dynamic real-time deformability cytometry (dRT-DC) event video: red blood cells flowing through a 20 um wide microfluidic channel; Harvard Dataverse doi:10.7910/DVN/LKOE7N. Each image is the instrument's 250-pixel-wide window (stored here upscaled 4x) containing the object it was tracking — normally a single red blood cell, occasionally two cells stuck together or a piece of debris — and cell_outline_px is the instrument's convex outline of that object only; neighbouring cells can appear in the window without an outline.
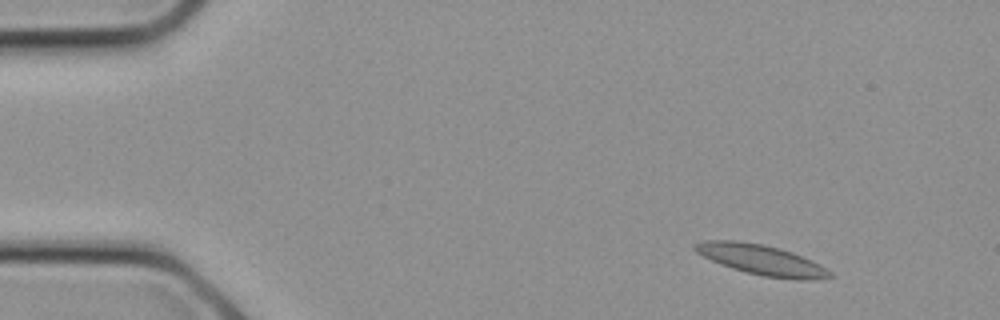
{"species": "common noctule bat (a hibernating species)", "species_latin": "Nyctalus noctula", "temperature_condition": "cold", "stored_images_in_passage": 13, "camera_frame_rate_fps": 3000, "um_per_image_px": 0.085, "animal": {"sex": "female", "body_mass_g": 21.9}, "frame": {"image": 1, "passage_image": 2, "time_ms": 0.333, "image_size_px": [1000, 320], "cell_outline_px": [[832, 276], [812, 280], [792, 280], [764, 276], [732, 268], [720, 264], [696, 252], [692, 248], [692, 244], [704, 240], [736, 240], [764, 244], [792, 252], [832, 272]], "centroid_in_image_um": [64.66, 22.08], "position_along_channel_um": 20.3, "area_um2": 23.47}}
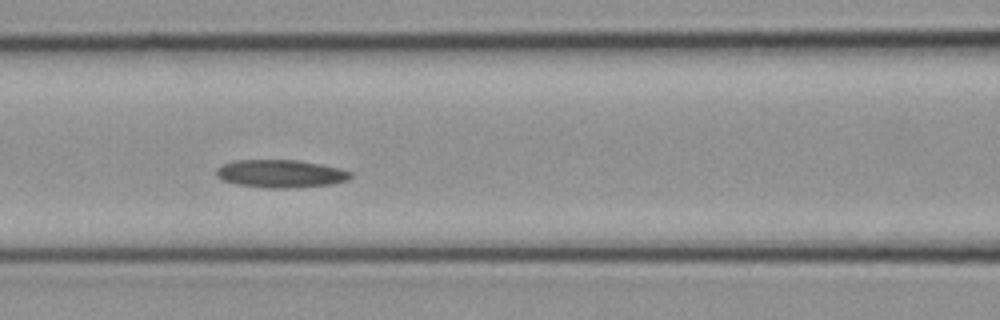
{"frame": {"image": 2, "passage_image": 10, "time_ms": 3.0, "image_size_px": [1000, 320], "cell_outline_px": [[352, 176], [348, 180], [332, 184], [288, 188], [264, 188], [236, 184], [224, 180], [216, 176], [216, 168], [232, 160], [296, 160], [320, 164], [340, 168], [352, 172]], "centroid_in_image_um": [23.85, 14.76], "position_along_channel_um": 142.7, "area_um2": 21.85}}
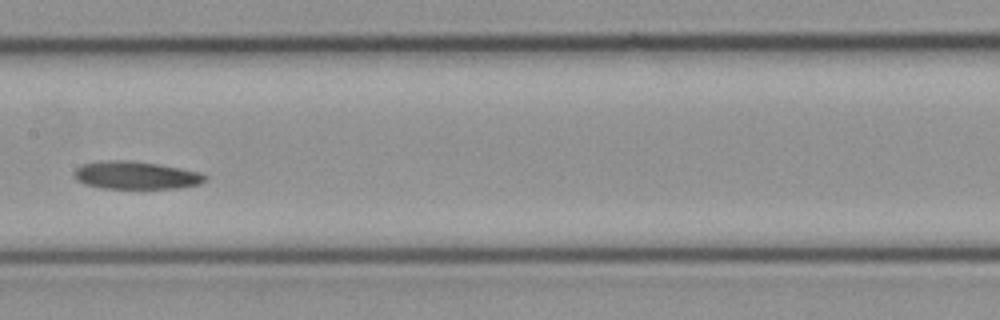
{"frame": {"image": 3, "passage_image": 12, "time_ms": 3.667, "image_size_px": [1000, 320], "cell_outline_px": [[208, 176], [200, 184], [180, 188], [100, 188], [84, 184], [76, 180], [72, 176], [72, 172], [76, 168], [84, 164], [108, 160], [128, 160], [156, 164], [180, 168], [200, 172]], "centroid_in_image_um": [11.52, 14.9], "position_along_channel_um": 195.9, "area_um2": 21.21}}